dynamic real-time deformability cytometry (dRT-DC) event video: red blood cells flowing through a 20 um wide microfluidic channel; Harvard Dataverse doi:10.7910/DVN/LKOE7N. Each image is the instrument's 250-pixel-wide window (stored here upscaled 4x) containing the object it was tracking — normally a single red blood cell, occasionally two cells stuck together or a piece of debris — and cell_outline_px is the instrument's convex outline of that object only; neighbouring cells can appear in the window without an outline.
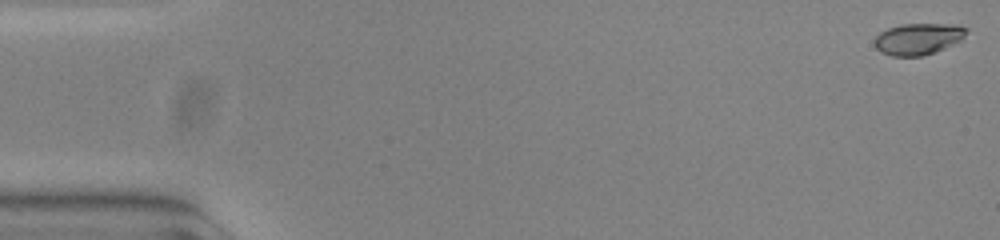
{"species": "common noctule bat (a hibernating species)", "species_latin": "Nyctalus noctula", "temperature_condition": "warm", "stored_images_in_passage": 55, "camera_frame_rate_fps": 3000, "um_per_image_px": 0.085, "animal": {"sex": "female", "body_mass_g": 23.0, "forearm_length_mm": 53.4}, "frame": {"image": 1, "passage_image": 1, "time_ms": 0.0, "image_size_px": [1000, 240], "cell_outline_px": [[968, 28], [964, 36], [960, 40], [936, 52], [924, 56], [892, 56], [880, 52], [876, 48], [876, 36], [880, 32], [888, 28], [900, 24], [952, 24]], "centroid_in_image_um": [78.03, 3.31], "position_along_channel_um": 7.0, "area_um2": 16.76}}
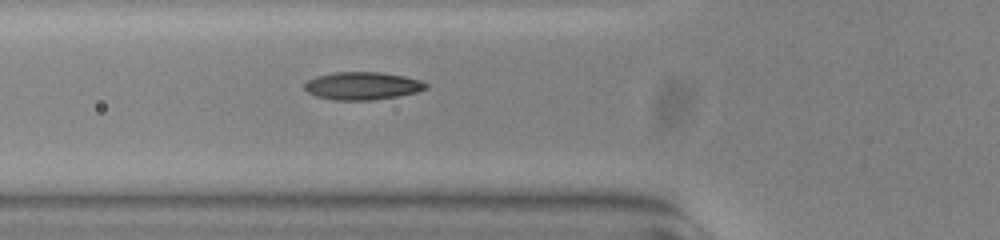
{"frame": {"image": 2, "passage_image": 20, "time_ms": 6.333, "image_size_px": [1000, 240], "cell_outline_px": [[428, 88], [416, 92], [396, 96], [372, 100], [332, 100], [316, 96], [308, 92], [304, 88], [304, 84], [308, 80], [316, 76], [336, 72], [380, 72], [404, 76], [420, 80], [428, 84]], "centroid_in_image_um": [30.79, 7.29], "position_along_channel_um": 95.0, "area_um2": 19.59}}
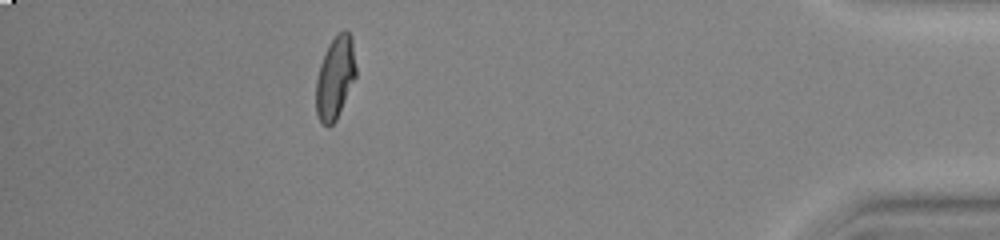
{"frame": {"image": 3, "passage_image": 49, "time_ms": 16.0, "image_size_px": [1000, 240], "cell_outline_px": [[356, 76], [336, 120], [328, 128], [320, 120], [316, 112], [316, 80], [320, 64], [328, 44], [344, 28], [352, 36], [356, 68]], "centroid_in_image_um": [28.49, 6.59], "position_along_channel_um": 406.7, "area_um2": 19.13}, "authors_computed_cell_mechanics": {"area_um2": 18.8428, "velocity_mm_per_s": 3.7801, "shape_relaxation_time_tau1_ms": null, "shape_relaxation_time_tau2_ms": 0.7101, "deformation_change_tau1": null, "deformation_change_tau2": 0.0514}}